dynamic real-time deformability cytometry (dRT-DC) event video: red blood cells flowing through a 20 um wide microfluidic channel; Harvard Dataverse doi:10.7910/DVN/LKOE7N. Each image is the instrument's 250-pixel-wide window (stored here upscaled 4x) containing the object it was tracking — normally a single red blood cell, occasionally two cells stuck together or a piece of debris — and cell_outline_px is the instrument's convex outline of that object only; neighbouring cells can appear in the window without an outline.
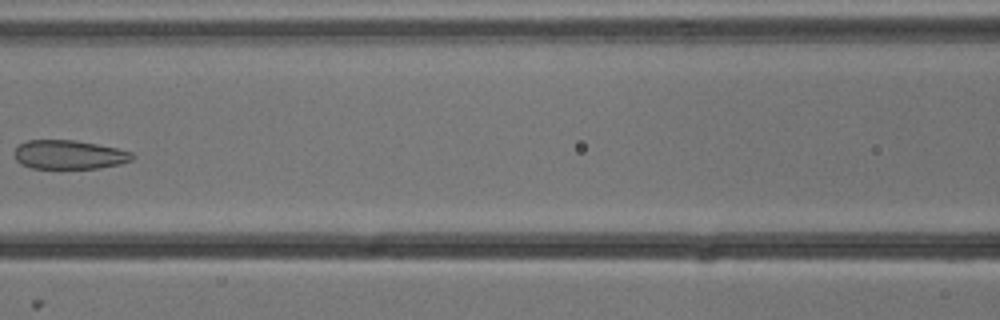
{"species": "common noctule bat (a hibernating species)", "species_latin": "Nyctalus noctula", "temperature_condition": "cold", "stored_images_in_passage": 7, "camera_frame_rate_fps": 3000, "um_per_image_px": 0.085, "animal": {"sex": "male", "body_mass_g": 13.3}, "frame": {"image": 1, "passage_image": 6, "time_ms": 1.667, "image_size_px": [1000, 320], "cell_outline_px": [[136, 156], [132, 160], [120, 164], [100, 168], [32, 168], [20, 164], [16, 160], [12, 152], [20, 144], [28, 140], [72, 140], [96, 144], [116, 148], [132, 152]], "centroid_in_image_um": [5.86, 13.15], "position_along_channel_um": 160.7, "area_um2": 19.94}}
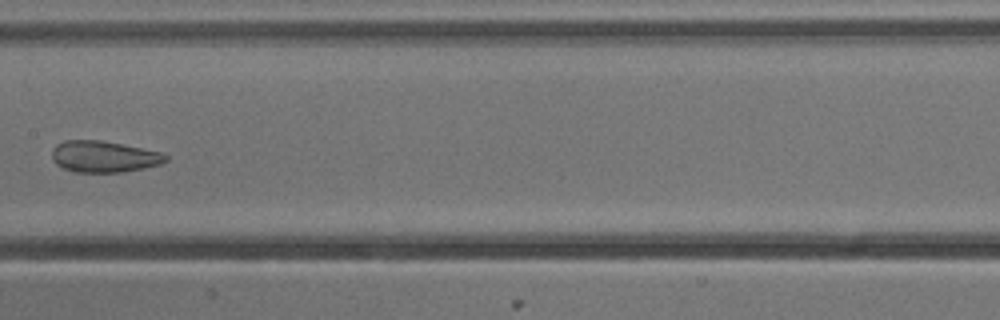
{"frame": {"image": 2, "passage_image": 7, "time_ms": 2.0, "image_size_px": [1000, 320], "cell_outline_px": [[168, 160], [160, 164], [144, 168], [120, 172], [76, 172], [64, 168], [56, 164], [52, 160], [52, 148], [56, 144], [64, 140], [100, 140], [160, 152], [168, 156]], "centroid_in_image_um": [8.79, 13.31], "position_along_channel_um": 198.6, "area_um2": 20.69}}